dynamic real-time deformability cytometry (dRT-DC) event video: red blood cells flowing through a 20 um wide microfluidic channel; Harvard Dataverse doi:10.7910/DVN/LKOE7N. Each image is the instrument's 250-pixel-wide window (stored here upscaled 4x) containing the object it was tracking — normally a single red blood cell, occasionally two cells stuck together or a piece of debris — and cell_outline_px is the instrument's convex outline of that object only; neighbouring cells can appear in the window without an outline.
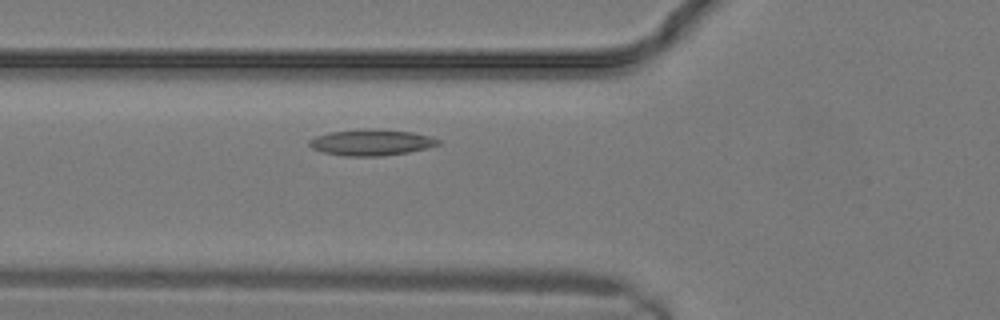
{"species": "common noctule bat (a hibernating species)", "species_latin": "Nyctalus noctula", "temperature_condition": "warm", "stored_images_in_passage": 9, "camera_frame_rate_fps": 3000, "um_per_image_px": 0.085, "animal": {"sex": "male", "body_mass_g": 19.2, "forearm_length_mm": 51.8}, "frame": {"image": 1, "passage_image": 4, "time_ms": 1.0, "image_size_px": [1000, 320], "cell_outline_px": [[440, 144], [428, 148], [408, 152], [380, 156], [344, 156], [324, 152], [312, 148], [308, 144], [308, 140], [316, 136], [332, 132], [372, 128], [412, 132], [432, 136], [440, 140]], "centroid_in_image_um": [31.59, 12.1], "position_along_channel_um": 94.2, "area_um2": 19.59}}
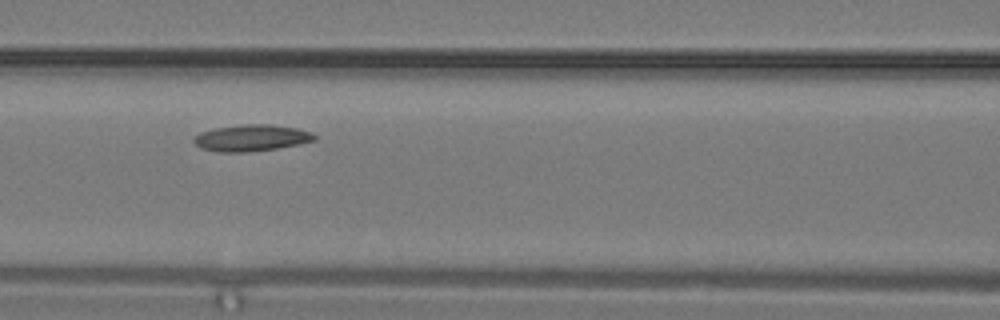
{"frame": {"image": 2, "passage_image": 6, "time_ms": 1.667, "image_size_px": [1000, 320], "cell_outline_px": [[316, 140], [300, 144], [252, 152], [216, 152], [200, 148], [192, 140], [200, 132], [216, 128], [244, 124], [268, 124], [296, 128], [312, 132], [316, 136]], "centroid_in_image_um": [21.37, 11.73], "position_along_channel_um": 145.2, "area_um2": 18.67}}
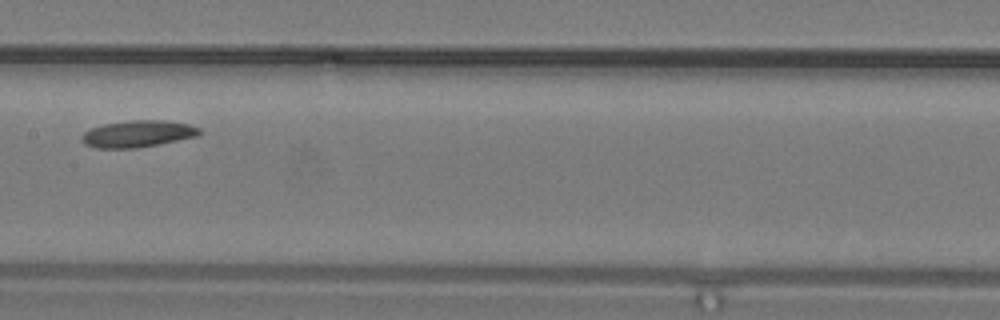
{"frame": {"image": 3, "passage_image": 8, "time_ms": 2.333, "image_size_px": [1000, 320], "cell_outline_px": [[200, 136], [136, 148], [96, 148], [84, 144], [80, 140], [80, 136], [84, 132], [92, 128], [104, 124], [132, 120], [168, 120], [188, 124], [200, 128]], "centroid_in_image_um": [11.71, 11.37], "position_along_channel_um": 195.7, "area_um2": 18.44}}